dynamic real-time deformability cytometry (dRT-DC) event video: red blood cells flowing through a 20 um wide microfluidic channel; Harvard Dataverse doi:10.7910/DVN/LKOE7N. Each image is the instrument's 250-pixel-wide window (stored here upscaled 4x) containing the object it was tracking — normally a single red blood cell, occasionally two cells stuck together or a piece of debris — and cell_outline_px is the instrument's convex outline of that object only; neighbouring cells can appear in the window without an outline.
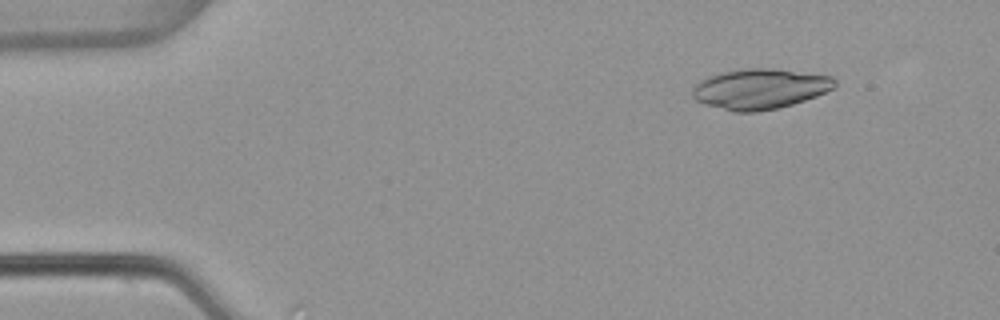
{"species": "common noctule bat (a hibernating species)", "species_latin": "Nyctalus noctula", "temperature_condition": "warm", "stored_images_in_passage": 8, "camera_frame_rate_fps": 3000, "um_per_image_px": 0.085, "animal": {"sex": "female", "body_mass_g": 22.7, "forearm_length_mm": 54.2}, "frame": {"image": 1, "passage_image": 6, "time_ms": 1.667, "image_size_px": [1000, 320], "cell_outline_px": [[836, 84], [832, 88], [816, 96], [780, 108], [756, 112], [732, 112], [704, 104], [696, 100], [692, 96], [692, 88], [700, 80], [708, 76], [720, 72], [744, 68], [776, 68], [832, 76], [836, 80]], "centroid_in_image_um": [64.56, 7.55], "position_along_channel_um": 20.4, "area_um2": 33.7}}